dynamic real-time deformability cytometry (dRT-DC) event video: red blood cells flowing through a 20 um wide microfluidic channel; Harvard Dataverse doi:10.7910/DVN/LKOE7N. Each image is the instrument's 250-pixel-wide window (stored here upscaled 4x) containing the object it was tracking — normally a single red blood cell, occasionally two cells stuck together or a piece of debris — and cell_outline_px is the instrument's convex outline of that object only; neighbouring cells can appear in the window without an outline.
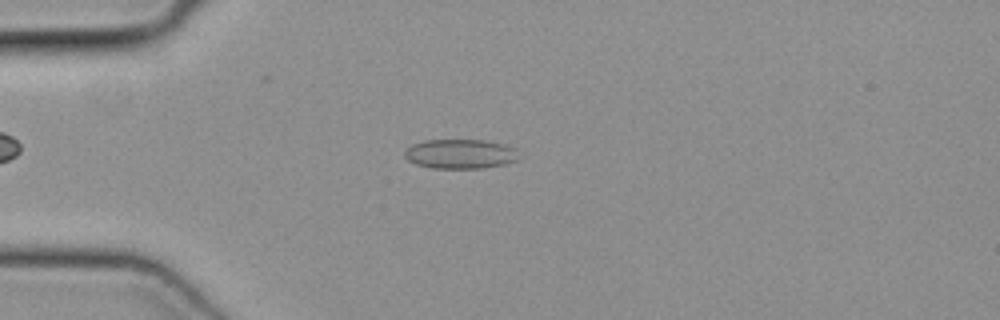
{"species": "common noctule bat (a hibernating species)", "species_latin": "Nyctalus noctula", "temperature_condition": "cold", "stored_images_in_passage": 40, "camera_frame_rate_fps": 3000, "um_per_image_px": 0.085, "animal": {"sex": "female", "body_mass_g": 19.3, "forearm_length_mm": 54.1}, "frame": {"image": 1, "passage_image": 4, "time_ms": 1.0, "image_size_px": [1000, 320], "cell_outline_px": [[516, 160], [504, 164], [484, 168], [432, 168], [416, 164], [408, 160], [404, 156], [404, 152], [412, 144], [424, 140], [484, 140], [504, 144], [516, 148]], "centroid_in_image_um": [39.1, 13.08], "position_along_channel_um": 45.9, "area_um2": 19.54}}
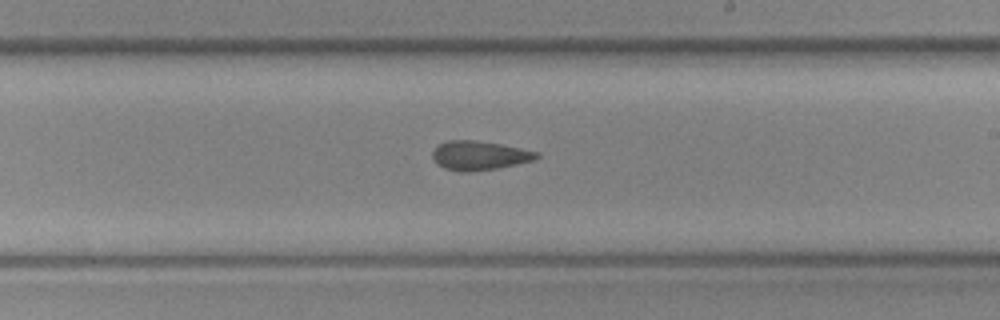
{"frame": {"image": 2, "passage_image": 20, "time_ms": 6.333, "image_size_px": [1000, 320], "cell_outline_px": [[540, 156], [536, 160], [496, 168], [468, 172], [460, 172], [444, 168], [436, 164], [432, 156], [432, 152], [440, 144], [448, 140], [476, 140], [500, 144], [540, 152]], "centroid_in_image_um": [40.75, 13.22], "position_along_channel_um": 248.2, "area_um2": 17.69}}
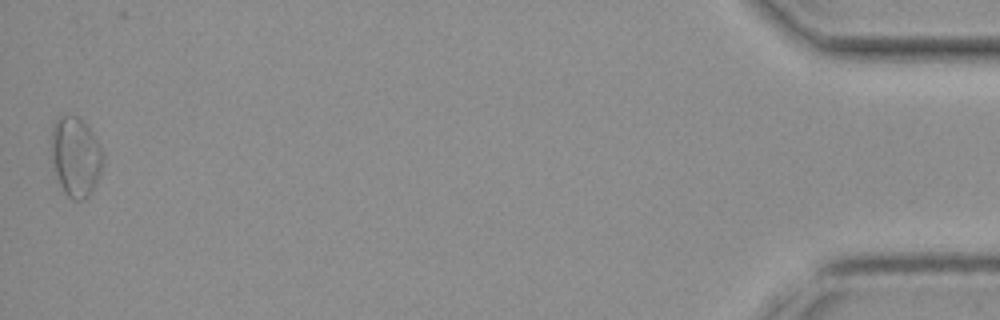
{"frame": {"image": 3, "passage_image": 40, "time_ms": 13.0, "image_size_px": [1000, 320], "cell_outline_px": [[104, 160], [100, 172], [88, 196], [84, 200], [72, 200], [64, 192], [60, 184], [52, 164], [48, 144], [52, 128], [56, 120], [60, 116], [76, 116], [92, 132], [100, 144], [104, 152]], "centroid_in_image_um": [6.39, 13.31], "position_along_channel_um": 428.8, "area_um2": 24.16}}